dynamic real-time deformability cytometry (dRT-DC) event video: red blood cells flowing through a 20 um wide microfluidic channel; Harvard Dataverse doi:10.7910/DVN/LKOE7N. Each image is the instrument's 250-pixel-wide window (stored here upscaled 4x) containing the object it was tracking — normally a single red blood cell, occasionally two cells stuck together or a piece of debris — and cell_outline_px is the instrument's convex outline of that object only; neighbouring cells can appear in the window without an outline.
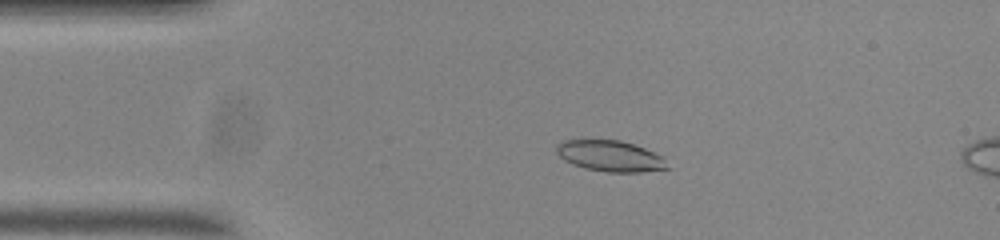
{"species": "common noctule bat (a hibernating species)", "species_latin": "Nyctalus noctula", "temperature_condition": "room temperature", "stored_images_in_passage": 56, "camera_frame_rate_fps": 3000, "um_per_image_px": 0.085, "animal": {"sex": "male", "body_mass_g": 20.0, "forearm_length_mm": 53.3}, "frame": {"image": 1, "passage_image": 11, "time_ms": 3.333, "image_size_px": [1000, 240], "cell_outline_px": [[672, 168], [640, 172], [608, 172], [584, 168], [572, 164], [564, 160], [556, 152], [556, 144], [564, 140], [620, 140], [644, 148], [660, 156]], "centroid_in_image_um": [51.84, 13.27], "position_along_channel_um": 33.2, "area_um2": 19.88}}
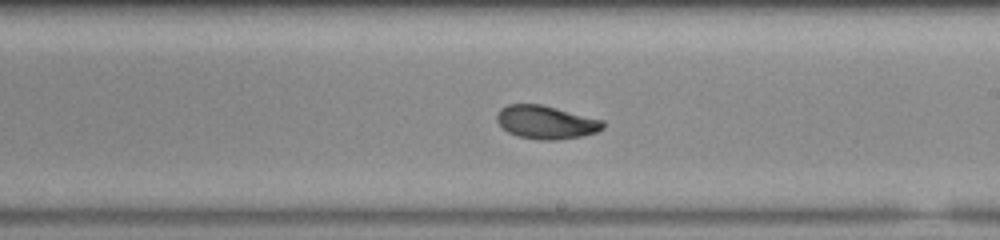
{"frame": {"image": 2, "passage_image": 31, "time_ms": 10.0, "image_size_px": [1000, 240], "cell_outline_px": [[604, 128], [596, 132], [584, 136], [556, 140], [540, 140], [516, 136], [508, 132], [496, 120], [496, 116], [500, 108], [508, 104], [540, 104], [604, 120]], "centroid_in_image_um": [46.41, 10.4], "position_along_channel_um": 242.6, "area_um2": 20.63}}
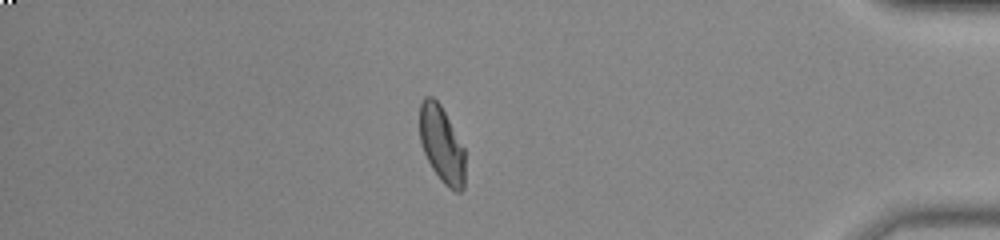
{"frame": {"image": 3, "passage_image": 47, "time_ms": 15.333, "image_size_px": [1000, 240], "cell_outline_px": [[464, 188], [460, 192], [456, 192], [448, 188], [440, 180], [432, 168], [424, 152], [420, 140], [420, 104], [424, 96], [432, 96], [440, 104], [464, 148]], "centroid_in_image_um": [37.54, 12.3], "position_along_channel_um": 397.7, "area_um2": 20.11}}